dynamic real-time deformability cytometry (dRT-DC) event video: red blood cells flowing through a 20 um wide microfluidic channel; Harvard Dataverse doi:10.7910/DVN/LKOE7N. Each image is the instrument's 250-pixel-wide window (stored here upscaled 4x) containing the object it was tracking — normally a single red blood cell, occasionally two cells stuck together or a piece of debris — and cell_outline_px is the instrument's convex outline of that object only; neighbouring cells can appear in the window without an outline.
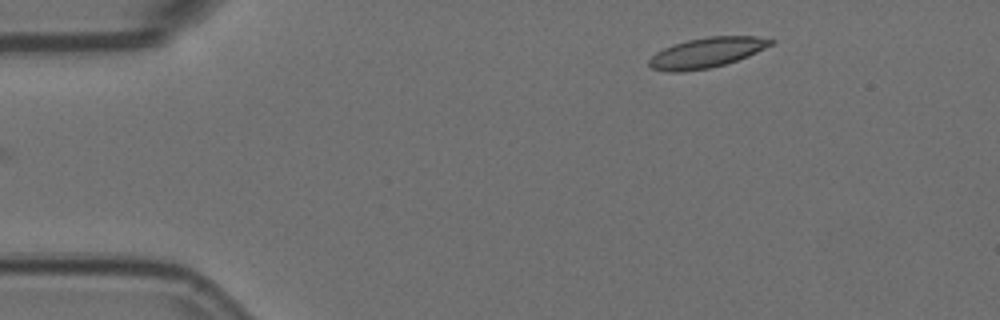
{"species": "Egyptian fruit bat (a non-hibernating species)", "species_latin": "Rousettus aegyptiacus", "temperature_condition": "room temperature", "stored_images_in_passage": 37, "camera_frame_rate_fps": 3000, "um_per_image_px": 0.085, "animal": {"sex": "female"}, "frame": {"image": 1, "passage_image": 1, "time_ms": 0.0, "image_size_px": [1000, 320], "cell_outline_px": [[776, 40], [772, 44], [748, 56], [724, 64], [708, 68], [680, 72], [668, 72], [652, 68], [648, 64], [648, 60], [656, 52], [672, 44], [688, 40], [708, 36], [756, 36]], "centroid_in_image_um": [60.04, 4.47], "position_along_channel_um": 25.0, "area_um2": 21.21}}
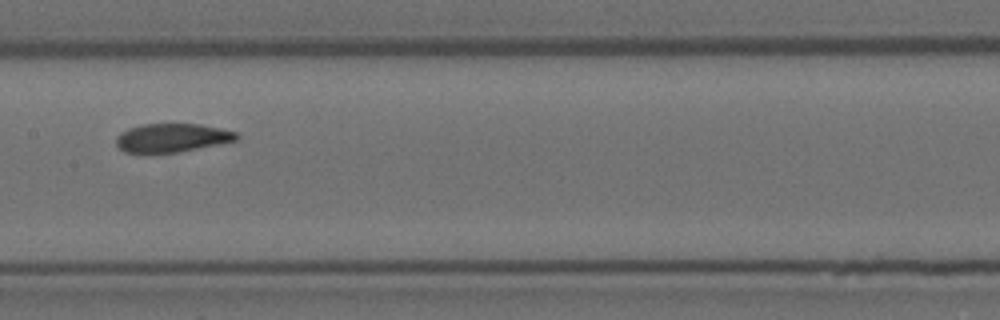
{"frame": {"image": 2, "passage_image": 21, "time_ms": 6.667, "image_size_px": [1000, 320], "cell_outline_px": [[240, 136], [236, 140], [176, 152], [148, 156], [124, 152], [116, 144], [116, 136], [120, 132], [128, 128], [140, 124], [200, 124], [220, 128], [236, 132]], "centroid_in_image_um": [14.51, 11.74], "position_along_channel_um": 192.9, "area_um2": 20.52}}
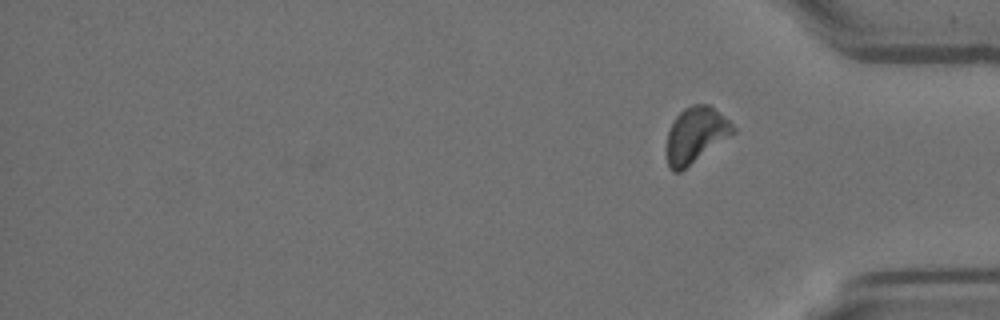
{"frame": {"image": 3, "passage_image": 37, "time_ms": 12.0, "image_size_px": [1000, 320], "cell_outline_px": [[736, 132], [680, 172], [672, 172], [668, 164], [668, 132], [672, 120], [684, 108], [692, 104], [708, 104], [724, 116], [736, 128]], "centroid_in_image_um": [59.14, 11.46], "position_along_channel_um": 376.1, "area_um2": 21.33}, "authors_computed_cell_mechanics": {"area_um2": 21.4438, "velocity_mm_per_s": 3.5519, "shape_relaxation_time_tau1_ms": 6.8774, "shape_relaxation_time_tau2_ms": 3.6377, "deformation_change_tau1": 0.1743, "deformation_change_tau2": 0.0529}}